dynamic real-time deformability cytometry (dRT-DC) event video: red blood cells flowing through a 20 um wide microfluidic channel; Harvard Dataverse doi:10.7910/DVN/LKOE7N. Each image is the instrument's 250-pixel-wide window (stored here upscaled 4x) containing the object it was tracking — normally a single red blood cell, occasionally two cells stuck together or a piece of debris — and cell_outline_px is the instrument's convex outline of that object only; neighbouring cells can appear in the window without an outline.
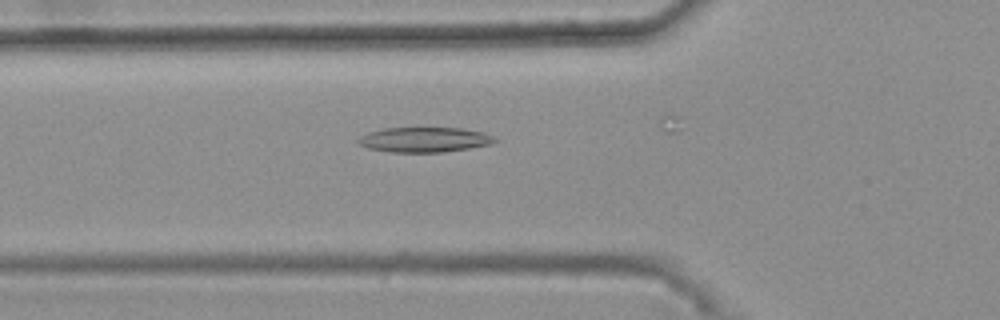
{"species": "common noctule bat (a hibernating species)", "species_latin": "Nyctalus noctula", "temperature_condition": "warm", "stored_images_in_passage": 31, "camera_frame_rate_fps": 3000, "um_per_image_px": 0.085, "animal": {"sex": "female", "body_mass_g": 25.1}, "frame": {"image": 1, "passage_image": 12, "time_ms": 3.667, "image_size_px": [1000, 320], "cell_outline_px": [[500, 140], [492, 144], [468, 148], [440, 152], [392, 152], [368, 148], [356, 144], [356, 140], [360, 136], [368, 132], [384, 128], [464, 128], [484, 132]], "centroid_in_image_um": [36.07, 11.87], "position_along_channel_um": 89.7, "area_um2": 20.0}}
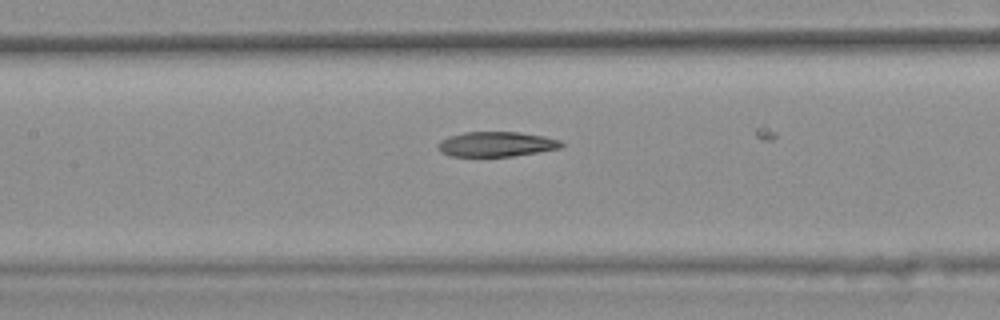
{"frame": {"image": 2, "passage_image": 18, "time_ms": 5.667, "image_size_px": [1000, 320], "cell_outline_px": [[564, 148], [512, 156], [452, 156], [440, 152], [436, 148], [436, 144], [440, 140], [448, 136], [464, 132], [520, 132], [544, 136], [560, 140], [564, 144]], "centroid_in_image_um": [42.18, 12.25], "position_along_channel_um": 165.2, "area_um2": 18.15}}
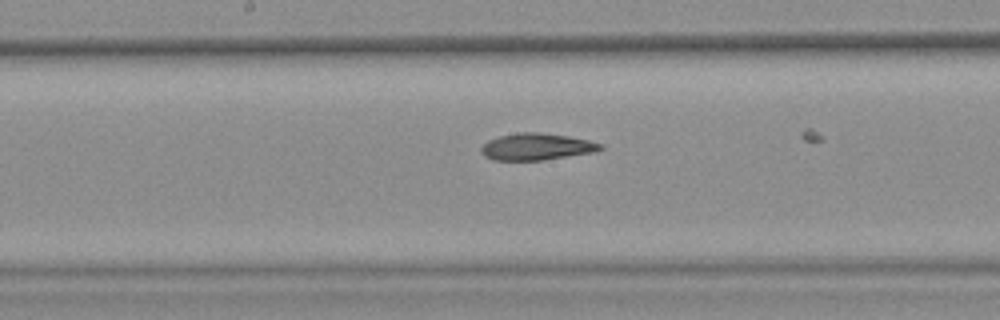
{"frame": {"image": 3, "passage_image": 21, "time_ms": 6.667, "image_size_px": [1000, 320], "cell_outline_px": [[604, 148], [596, 152], [544, 160], [492, 160], [484, 156], [480, 152], [480, 148], [488, 140], [500, 136], [520, 132], [540, 132], [568, 136], [588, 140], [604, 144]], "centroid_in_image_um": [45.63, 12.47], "position_along_channel_um": 202.6, "area_um2": 18.79}}